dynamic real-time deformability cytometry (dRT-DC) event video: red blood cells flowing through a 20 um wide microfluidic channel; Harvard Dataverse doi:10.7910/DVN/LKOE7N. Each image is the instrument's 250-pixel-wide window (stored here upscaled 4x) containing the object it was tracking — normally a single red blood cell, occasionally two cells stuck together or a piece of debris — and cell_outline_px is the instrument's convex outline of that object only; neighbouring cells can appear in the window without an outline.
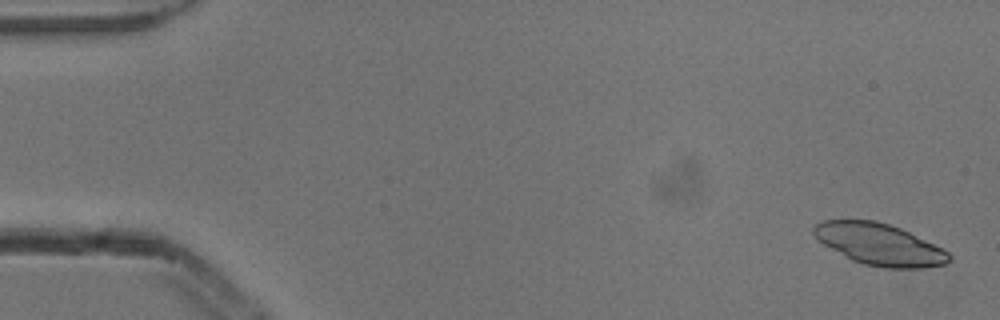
{"species": "common noctule bat (a hibernating species)", "species_latin": "Nyctalus noctula", "temperature_condition": "cold", "stored_images_in_passage": 5, "camera_frame_rate_fps": 3000, "um_per_image_px": 0.085, "animal": {"sex": "male", "body_mass_g": 13.3}, "frame": {"image": 1, "passage_image": 1, "time_ms": 0.0, "image_size_px": [1000, 320], "cell_outline_px": [[952, 260], [944, 264], [924, 268], [884, 268], [864, 264], [852, 260], [824, 244], [812, 232], [812, 228], [816, 224], [824, 220], [876, 220], [900, 228], [948, 252], [952, 256]], "centroid_in_image_um": [74.75, 20.77], "position_along_channel_um": 10.3, "area_um2": 32.37}}